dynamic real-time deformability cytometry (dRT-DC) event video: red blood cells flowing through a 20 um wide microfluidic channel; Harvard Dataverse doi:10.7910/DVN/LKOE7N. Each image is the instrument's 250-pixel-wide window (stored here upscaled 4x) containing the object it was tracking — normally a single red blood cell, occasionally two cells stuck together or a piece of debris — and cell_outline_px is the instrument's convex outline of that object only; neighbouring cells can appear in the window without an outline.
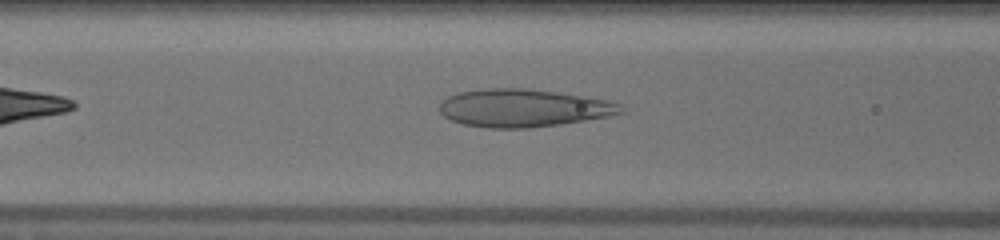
{"species": "human", "species_latin": "Homo sapiens", "temperature_condition": "warm", "stored_images_in_passage": 33, "camera_frame_rate_fps": 3000, "um_per_image_px": 0.085, "donor": {"sex": "male"}, "frame": {"image": 1, "passage_image": 9, "time_ms": 2.667, "image_size_px": [1000, 240], "cell_outline_px": [[624, 112], [608, 116], [560, 124], [528, 128], [492, 128], [464, 124], [452, 120], [444, 116], [440, 112], [440, 104], [448, 96], [460, 92], [484, 88], [528, 88], [584, 96], [608, 100], [620, 104]], "centroid_in_image_um": [44.48, 9.17], "position_along_channel_um": 122.1, "area_um2": 39.71}}
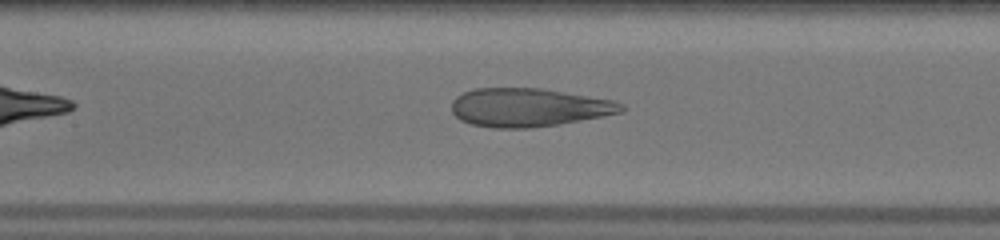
{"frame": {"image": 2, "passage_image": 12, "time_ms": 3.667, "image_size_px": [1000, 240], "cell_outline_px": [[624, 112], [604, 116], [560, 124], [532, 128], [496, 128], [472, 124], [460, 120], [452, 112], [452, 100], [456, 96], [464, 92], [476, 88], [540, 88], [612, 100], [624, 104]], "centroid_in_image_um": [44.93, 9.14], "position_along_channel_um": 162.5, "area_um2": 38.03}}
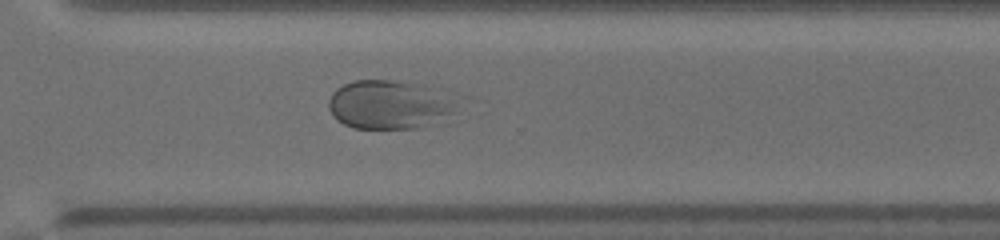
{"frame": {"image": 3, "passage_image": 25, "time_ms": 8.0, "image_size_px": [1000, 240], "cell_outline_px": [[484, 112], [444, 124], [420, 128], [352, 128], [336, 120], [332, 116], [328, 108], [328, 100], [332, 92], [336, 88], [352, 80], [392, 80], [424, 84], [472, 96], [484, 100]], "centroid_in_image_um": [33.92, 8.91], "position_along_channel_um": 336.7, "area_um2": 42.95}}